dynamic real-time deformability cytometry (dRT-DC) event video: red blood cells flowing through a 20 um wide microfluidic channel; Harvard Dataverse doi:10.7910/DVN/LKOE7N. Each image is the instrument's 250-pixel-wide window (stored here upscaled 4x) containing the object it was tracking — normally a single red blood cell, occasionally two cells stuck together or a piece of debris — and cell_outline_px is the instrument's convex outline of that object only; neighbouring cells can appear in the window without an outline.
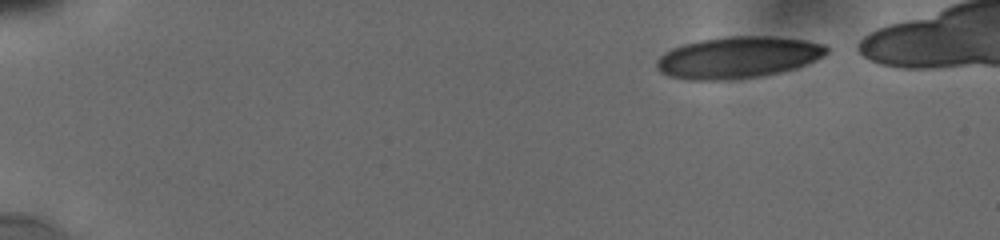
{"species": "human", "species_latin": "Homo sapiens", "temperature_condition": "cold", "stored_images_in_passage": 27, "camera_frame_rate_fps": 3000, "um_per_image_px": 0.085, "donor": {"sex": "male"}, "frame": {"image": 1, "passage_image": 1, "time_ms": 0.0, "image_size_px": [1000, 240], "cell_outline_px": [[828, 52], [824, 56], [816, 60], [796, 68], [780, 72], [760, 76], [728, 80], [688, 80], [668, 76], [660, 72], [656, 68], [656, 60], [664, 52], [672, 48], [684, 44], [700, 40], [728, 36], [768, 36], [804, 40], [828, 44]], "centroid_in_image_um": [62.72, 4.88], "position_along_channel_um": 22.3, "area_um2": 41.44}}
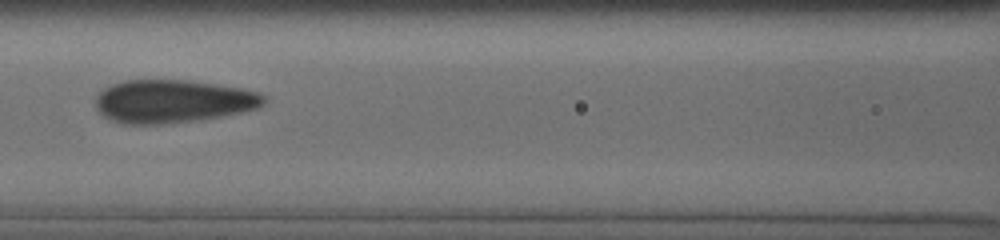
{"frame": {"image": 2, "passage_image": 16, "time_ms": 6.667, "image_size_px": [1000, 240], "cell_outline_px": [[264, 104], [256, 108], [240, 112], [200, 120], [160, 124], [124, 124], [108, 120], [96, 108], [96, 96], [104, 88], [112, 84], [124, 80], [188, 80], [240, 88], [256, 92], [264, 96]], "centroid_in_image_um": [14.63, 8.61], "position_along_channel_um": 152.0, "area_um2": 42.08}}
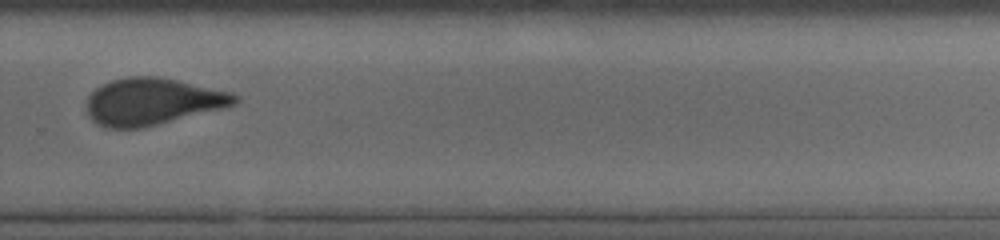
{"frame": {"image": 3, "passage_image": 25, "time_ms": 11.0, "image_size_px": [1000, 240], "cell_outline_px": [[240, 96], [236, 104], [224, 108], [140, 128], [108, 128], [92, 120], [88, 116], [88, 96], [96, 88], [112, 80], [128, 76], [156, 76], [176, 80], [232, 92]], "centroid_in_image_um": [12.98, 8.62], "position_along_channel_um": 316.8, "area_um2": 40.11}}